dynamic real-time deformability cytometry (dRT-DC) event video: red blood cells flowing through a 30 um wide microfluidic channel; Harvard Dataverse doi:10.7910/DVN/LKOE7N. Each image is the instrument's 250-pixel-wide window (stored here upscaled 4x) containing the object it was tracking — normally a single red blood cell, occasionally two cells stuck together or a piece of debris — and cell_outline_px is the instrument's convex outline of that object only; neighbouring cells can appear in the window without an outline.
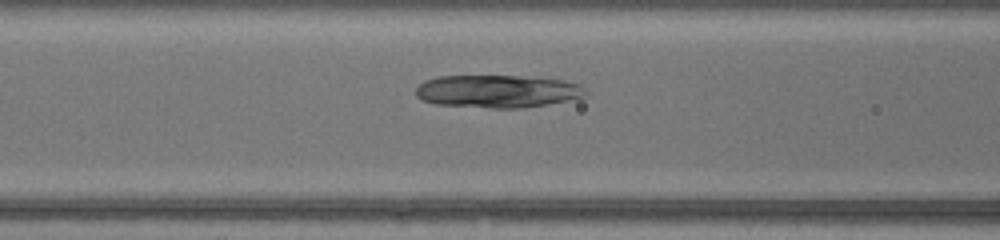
{"species": "common noctule bat (a hibernating species)", "species_latin": "Nyctalus noctula", "temperature_condition": "warm", "stored_images_in_passage": 23, "camera_frame_rate_fps": 3000, "um_per_image_px": 0.085, "animal": {"sex": "female", "body_mass_g": 17.0, "forearm_length_mm": 48.0}, "frame": {"image": 1, "passage_image": 13, "time_ms": 4.0, "image_size_px": [1000, 240], "cell_outline_px": [[588, 92], [584, 96], [544, 104], [520, 108], [492, 108], [436, 104], [420, 100], [416, 96], [416, 88], [424, 80], [440, 76], [516, 76], [564, 80], [580, 84]], "centroid_in_image_um": [42.23, 7.75], "position_along_channel_um": 124.4, "area_um2": 32.14}}
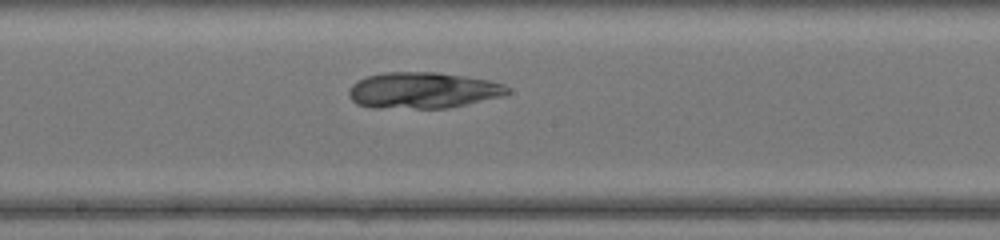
{"frame": {"image": 2, "passage_image": 19, "time_ms": 6.0, "image_size_px": [1000, 240], "cell_outline_px": [[508, 92], [496, 96], [448, 108], [372, 108], [356, 104], [352, 100], [348, 92], [352, 84], [368, 76], [384, 72], [436, 72], [488, 80], [504, 84], [508, 88]], "centroid_in_image_um": [35.85, 7.68], "position_along_channel_um": 212.3, "area_um2": 32.89}}
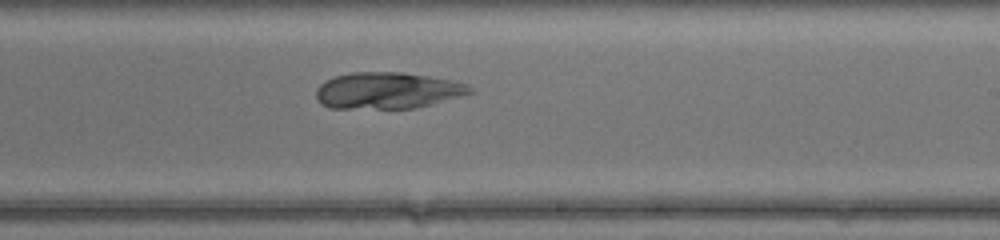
{"frame": {"image": 3, "passage_image": 22, "time_ms": 7.0, "image_size_px": [1000, 240], "cell_outline_px": [[472, 92], [460, 96], [416, 108], [328, 108], [320, 104], [316, 100], [316, 88], [324, 80], [336, 76], [352, 72], [400, 72], [428, 76], [468, 84], [472, 88]], "centroid_in_image_um": [32.86, 7.7], "position_along_channel_um": 256.1, "area_um2": 32.6}}